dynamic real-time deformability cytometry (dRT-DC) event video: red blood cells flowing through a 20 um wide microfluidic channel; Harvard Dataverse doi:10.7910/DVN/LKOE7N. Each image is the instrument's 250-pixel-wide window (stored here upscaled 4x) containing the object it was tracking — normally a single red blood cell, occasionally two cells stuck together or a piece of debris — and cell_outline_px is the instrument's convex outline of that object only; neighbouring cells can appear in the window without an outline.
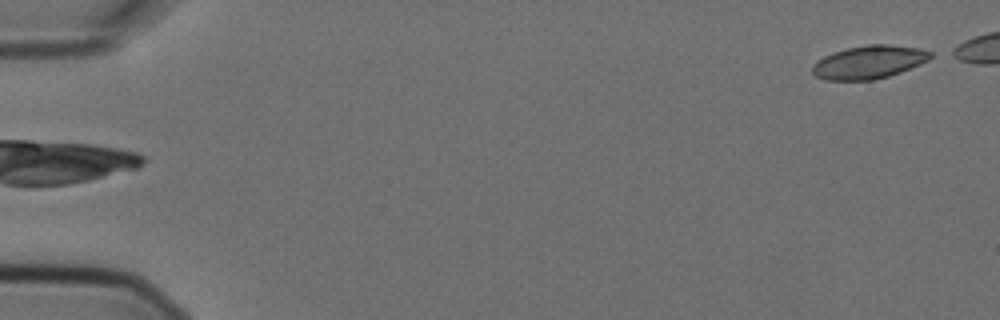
{"species": "Egyptian fruit bat (a non-hibernating species)", "species_latin": "Rousettus aegyptiacus", "temperature_condition": "cold", "stored_images_in_passage": 5, "camera_frame_rate_fps": 3000, "um_per_image_px": 0.085, "animal": {"sex": "female"}, "frame": {"image": 1, "passage_image": 5, "time_ms": 1.333, "image_size_px": [1000, 320], "cell_outline_px": [[936, 56], [920, 64], [900, 72], [888, 76], [872, 80], [824, 80], [816, 76], [812, 72], [812, 64], [816, 60], [832, 52], [848, 48], [868, 44], [888, 44], [920, 48], [932, 52]], "centroid_in_image_um": [73.86, 5.27], "position_along_channel_um": 11.1, "area_um2": 23.0}}